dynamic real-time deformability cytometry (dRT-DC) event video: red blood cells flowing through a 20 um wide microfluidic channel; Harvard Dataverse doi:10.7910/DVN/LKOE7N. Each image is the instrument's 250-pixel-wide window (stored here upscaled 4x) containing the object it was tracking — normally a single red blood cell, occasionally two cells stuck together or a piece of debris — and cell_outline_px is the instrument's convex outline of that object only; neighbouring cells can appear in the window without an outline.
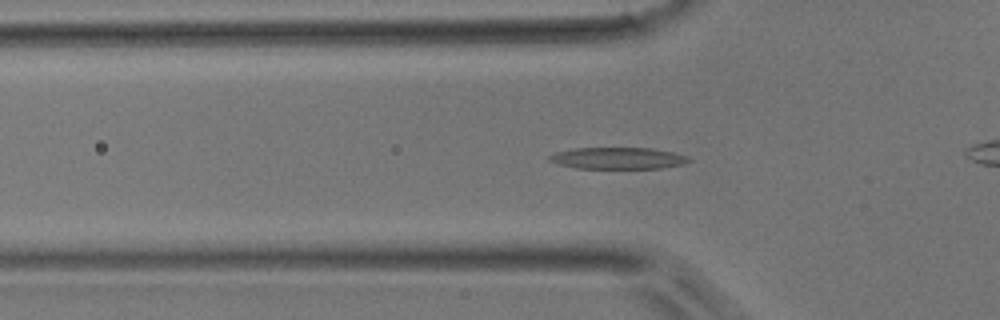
{"species": "common noctule bat (a hibernating species)", "species_latin": "Nyctalus noctula", "temperature_condition": "room temperature", "stored_images_in_passage": 36, "camera_frame_rate_fps": 3000, "um_per_image_px": 0.085, "animal": {"sex": "male", "body_mass_g": 17.9}, "frame": {"image": 1, "passage_image": 2, "time_ms": 0.333, "image_size_px": [1000, 320], "cell_outline_px": [[692, 160], [684, 164], [660, 168], [576, 168], [560, 164], [548, 160], [544, 156], [556, 152], [576, 148], [652, 148], [672, 152], [688, 156]], "centroid_in_image_um": [52.51, 13.44], "position_along_channel_um": 73.3, "area_um2": 17.57}}
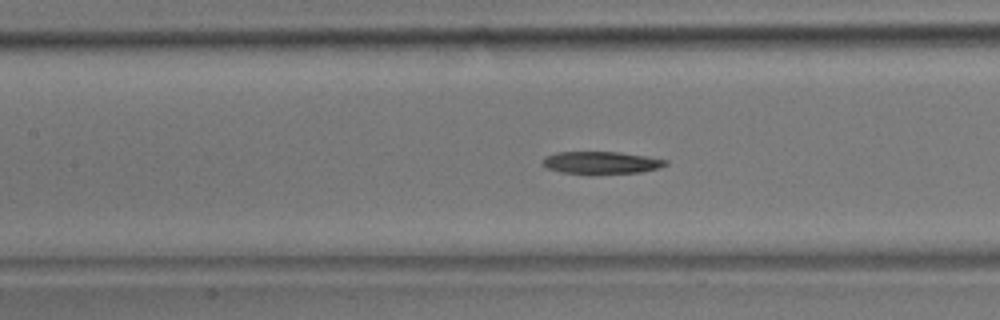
{"frame": {"image": 2, "passage_image": 8, "time_ms": 2.333, "image_size_px": [1000, 320], "cell_outline_px": [[668, 164], [660, 168], [640, 172], [592, 176], [560, 172], [548, 168], [540, 164], [548, 156], [556, 152], [620, 152], [648, 156], [668, 160]], "centroid_in_image_um": [51.13, 13.86], "position_along_channel_um": 156.3, "area_um2": 16.65}}
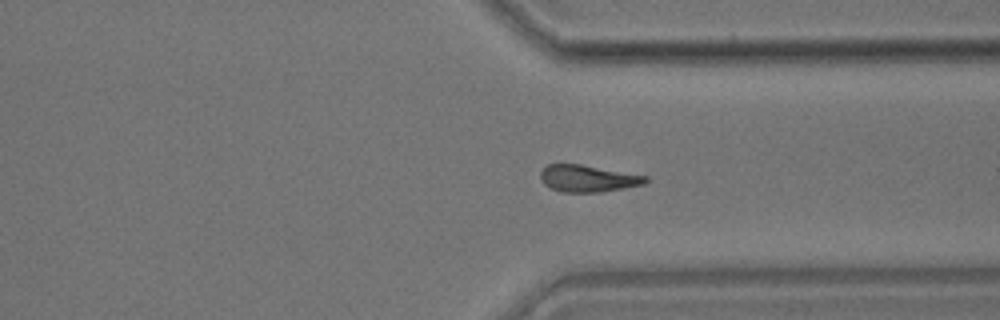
{"frame": {"image": 3, "passage_image": 23, "time_ms": 7.333, "image_size_px": [1000, 320], "cell_outline_px": [[648, 180], [644, 184], [624, 188], [600, 192], [564, 192], [552, 188], [544, 184], [540, 180], [540, 172], [548, 164], [580, 164], [648, 176]], "centroid_in_image_um": [49.96, 15.17], "position_along_channel_um": 361.4, "area_um2": 16.36}}